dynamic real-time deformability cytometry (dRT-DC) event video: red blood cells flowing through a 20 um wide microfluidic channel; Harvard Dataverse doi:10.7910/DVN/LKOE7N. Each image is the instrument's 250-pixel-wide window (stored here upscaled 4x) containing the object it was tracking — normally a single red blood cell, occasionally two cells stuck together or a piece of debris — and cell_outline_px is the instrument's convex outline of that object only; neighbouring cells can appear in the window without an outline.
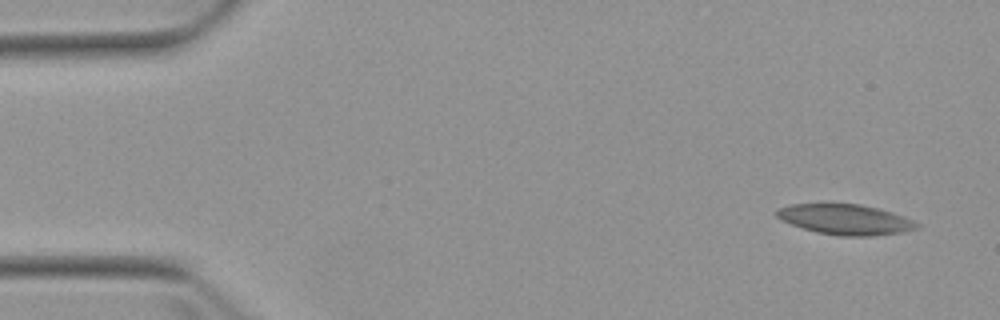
{"species": "Egyptian fruit bat (a non-hibernating species)", "species_latin": "Rousettus aegyptiacus", "temperature_condition": "warm", "stored_images_in_passage": 6, "camera_frame_rate_fps": 3000, "um_per_image_px": 0.085, "animal": {"sex": "female"}, "frame": {"image": 1, "passage_image": 1, "time_ms": 0.0, "image_size_px": [1000, 320], "cell_outline_px": [[920, 228], [904, 232], [872, 236], [840, 236], [816, 232], [780, 220], [776, 216], [776, 212], [780, 208], [788, 204], [860, 204], [880, 208], [904, 216], [920, 224]], "centroid_in_image_um": [71.9, 18.66], "position_along_channel_um": 13.1, "area_um2": 24.85}}